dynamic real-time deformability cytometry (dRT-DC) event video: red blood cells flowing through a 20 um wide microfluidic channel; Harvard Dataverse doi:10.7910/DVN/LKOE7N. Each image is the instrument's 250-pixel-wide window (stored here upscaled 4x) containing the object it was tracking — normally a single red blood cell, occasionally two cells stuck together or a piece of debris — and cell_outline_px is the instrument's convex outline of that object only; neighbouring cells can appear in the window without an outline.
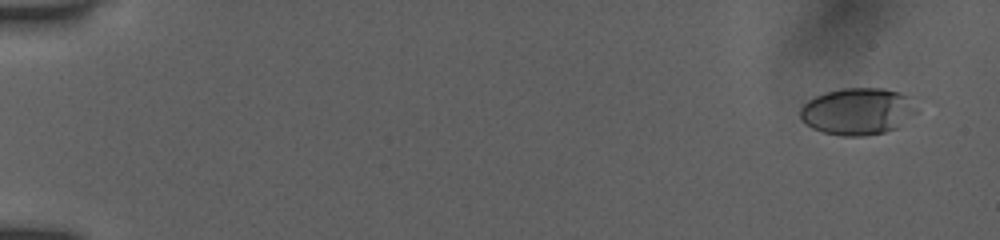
{"species": "human", "species_latin": "Homo sapiens", "temperature_condition": "room temperature", "stored_images_in_passage": 54, "camera_frame_rate_fps": 3000, "um_per_image_px": 0.085, "donor": {"sex": "female"}, "frame": {"image": 1, "passage_image": 3, "time_ms": 0.667, "image_size_px": [1000, 240], "cell_outline_px": [[920, 112], [900, 128], [884, 132], [864, 136], [844, 136], [824, 132], [812, 128], [804, 124], [800, 120], [800, 108], [808, 100], [824, 92], [840, 88], [884, 88], [900, 92], [916, 100]], "centroid_in_image_um": [72.98, 9.46], "position_along_channel_um": 12.0, "area_um2": 32.77}}
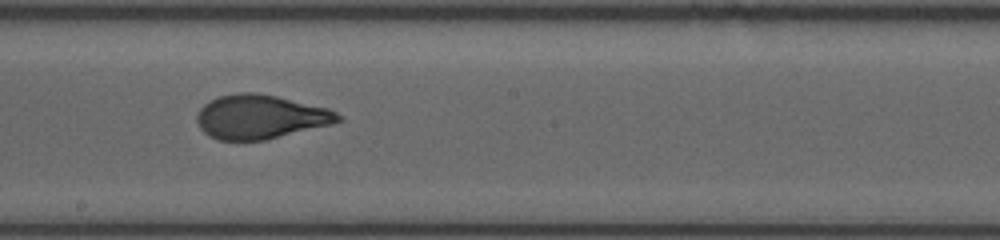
{"frame": {"image": 2, "passage_image": 32, "time_ms": 10.333, "image_size_px": [1000, 240], "cell_outline_px": [[344, 120], [332, 124], [264, 140], [220, 140], [208, 136], [200, 128], [196, 120], [196, 116], [200, 108], [204, 104], [220, 96], [240, 92], [256, 92], [276, 96], [328, 108], [344, 116]], "centroid_in_image_um": [22.14, 9.93], "position_along_channel_um": 226.1, "area_um2": 36.18}}
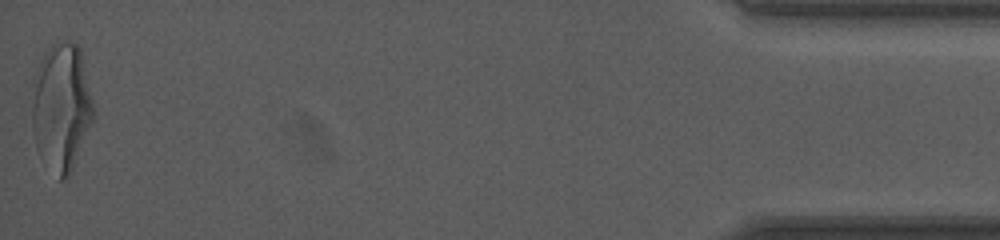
{"frame": {"image": 3, "passage_image": 54, "time_ms": 17.667, "image_size_px": [1000, 240], "cell_outline_px": [[92, 124], [72, 168], [68, 176], [64, 180], [60, 180], [36, 148], [32, 128], [32, 80], [36, 68], [40, 60], [48, 48], [52, 44], [60, 40], [68, 40], [76, 44], [80, 48], [92, 100]], "centroid_in_image_um": [5.19, 9.04], "position_along_channel_um": 430.0, "area_um2": 45.49}, "authors_computed_cell_mechanics": {"area_um2": 36.0672, "velocity_mm_per_s": 3.9292, "shape_relaxation_time_tau1_ms": 5.8616, "shape_relaxation_time_tau2_ms": 0.7039, "deformation_change_tau1": 0.2285, "deformation_change_tau2": 0.0756}}